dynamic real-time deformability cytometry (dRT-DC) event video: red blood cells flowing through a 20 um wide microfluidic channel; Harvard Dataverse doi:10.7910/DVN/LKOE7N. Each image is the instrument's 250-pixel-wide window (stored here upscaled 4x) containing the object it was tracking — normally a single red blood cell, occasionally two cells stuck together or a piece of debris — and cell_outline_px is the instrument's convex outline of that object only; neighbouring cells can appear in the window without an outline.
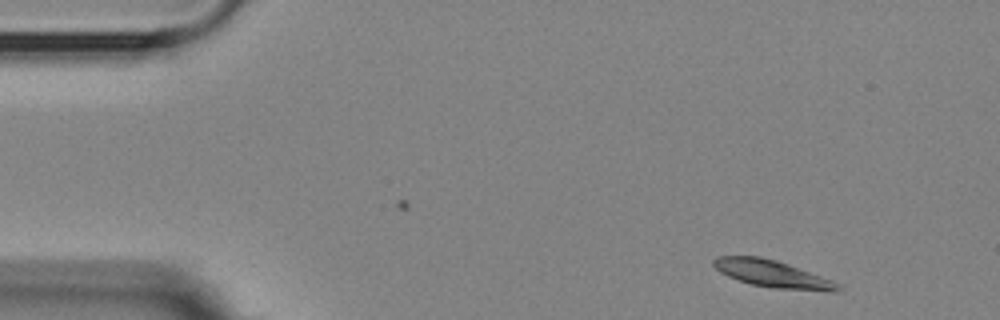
{"species": "Egyptian fruit bat (a non-hibernating species)", "species_latin": "Rousettus aegyptiacus", "temperature_condition": "room temperature", "stored_images_in_passage": 4, "segment_of_instrument_passage": [1, 2], "camera_frame_rate_fps": 3000, "um_per_image_px": 0.085, "animal": {"sex": "female"}, "frame": {"image": 1, "passage_image": 1, "time_ms": 0.0, "image_size_px": [1000, 320], "cell_outline_px": [[844, 288], [840, 292], [828, 292], [772, 288], [752, 284], [728, 276], [720, 272], [712, 264], [712, 260], [716, 256], [760, 256], [776, 260], [788, 264], [832, 280], [840, 284]], "centroid_in_image_um": [65.72, 23.29], "position_along_channel_um": 19.3, "area_um2": 19.83}}